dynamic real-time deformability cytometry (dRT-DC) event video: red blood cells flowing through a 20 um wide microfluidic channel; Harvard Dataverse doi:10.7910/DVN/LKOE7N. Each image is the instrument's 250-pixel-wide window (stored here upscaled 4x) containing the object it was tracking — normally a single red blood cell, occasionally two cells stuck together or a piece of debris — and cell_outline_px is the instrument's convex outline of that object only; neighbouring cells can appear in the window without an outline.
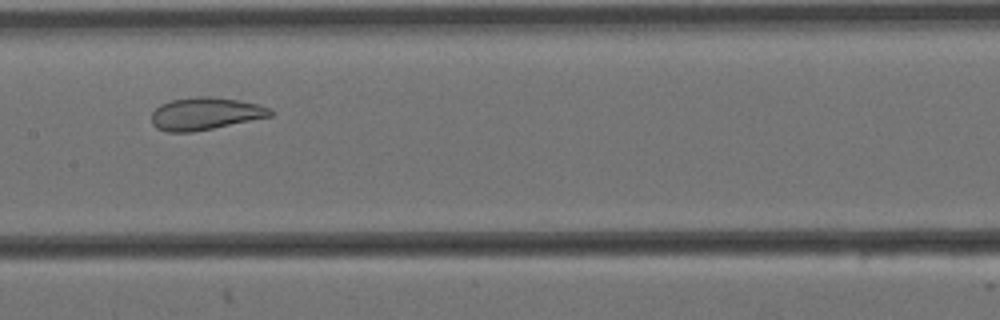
{"species": "Egyptian fruit bat (a non-hibernating species)", "species_latin": "Rousettus aegyptiacus", "temperature_condition": "cold", "stored_images_in_passage": 8, "segment_of_instrument_passage": [1, 2], "camera_frame_rate_fps": 3000, "um_per_image_px": 0.085, "animal": {"sex": "female"}, "frame": {"image": 1, "passage_image": 6, "time_ms": 1.667, "image_size_px": [1000, 320], "cell_outline_px": [[276, 112], [272, 116], [192, 132], [168, 132], [156, 128], [152, 124], [152, 112], [160, 104], [172, 100], [196, 96], [208, 96], [236, 100], [260, 104]], "centroid_in_image_um": [17.44, 9.66], "position_along_channel_um": 190.0, "area_um2": 22.37}}
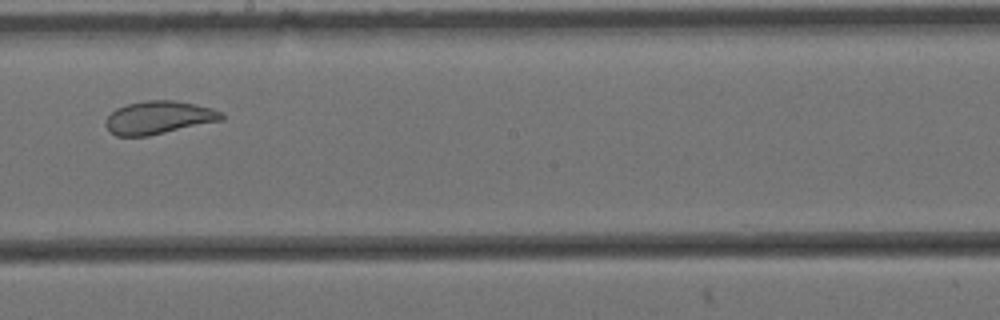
{"frame": {"image": 2, "passage_image": 7, "time_ms": 2.0, "image_size_px": [1000, 320], "cell_outline_px": [[224, 120], [148, 136], [116, 136], [108, 132], [104, 124], [104, 120], [116, 108], [128, 104], [144, 100], [172, 100], [196, 104], [212, 108], [224, 112]], "centroid_in_image_um": [13.49, 10.0], "position_along_channel_um": 234.7, "area_um2": 22.6}}